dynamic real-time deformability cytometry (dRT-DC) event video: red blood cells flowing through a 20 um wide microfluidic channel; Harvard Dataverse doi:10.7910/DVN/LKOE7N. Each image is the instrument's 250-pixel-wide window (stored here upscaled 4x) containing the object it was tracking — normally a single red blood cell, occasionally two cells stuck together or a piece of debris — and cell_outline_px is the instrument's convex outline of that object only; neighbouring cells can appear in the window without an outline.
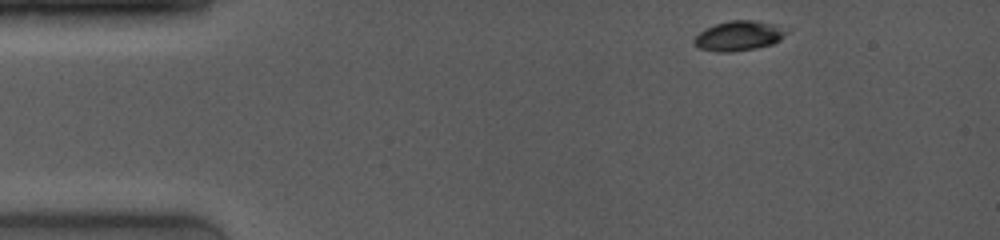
{"species": "common noctule bat (a hibernating species)", "species_latin": "Nyctalus noctula", "temperature_condition": "room temperature", "stored_images_in_passage": 44, "camera_frame_rate_fps": 4000, "um_per_image_px": 0.085, "animal": {"sex": "female", "body_mass_g": 19.0, "forearm_length_mm": 53.3}, "frame": {"image": 1, "passage_image": 1, "time_ms": 0.0, "image_size_px": [1000, 240], "cell_outline_px": [[792, 28], [780, 40], [772, 44], [756, 48], [732, 52], [716, 52], [700, 48], [692, 40], [704, 28], [728, 20], [756, 20], [776, 24]], "centroid_in_image_um": [62.86, 3.03], "position_along_channel_um": 22.1, "area_um2": 16.36}}
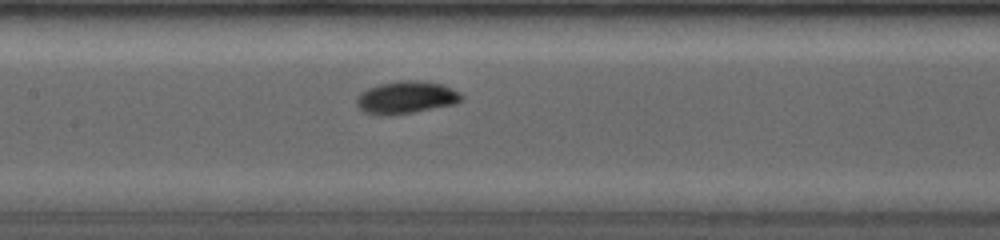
{"frame": {"image": 2, "passage_image": 18, "time_ms": 5.75, "image_size_px": [1000, 240], "cell_outline_px": [[464, 100], [452, 104], [412, 112], [388, 116], [380, 116], [364, 112], [356, 104], [356, 96], [360, 92], [368, 88], [380, 84], [400, 80], [420, 80], [440, 84], [460, 92], [464, 96]], "centroid_in_image_um": [34.49, 8.28], "position_along_channel_um": 172.9, "area_um2": 19.88}}
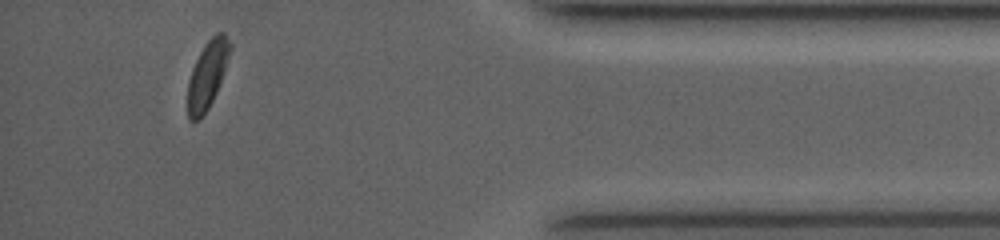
{"frame": {"image": 3, "passage_image": 39, "time_ms": 12.5, "image_size_px": [1000, 240], "cell_outline_px": [[232, 48], [216, 92], [208, 108], [200, 120], [188, 120], [188, 80], [192, 68], [200, 52], [208, 40], [216, 32], [224, 32], [232, 44]], "centroid_in_image_um": [17.63, 6.33], "position_along_channel_um": 417.6, "area_um2": 16.47}, "authors_computed_cell_mechanics": {"area_um2": 17.5423, "velocity_mm_per_s": 4.0473, "shape_relaxation_time_tau1_ms": 1.1668, "shape_relaxation_time_tau2_ms": null, "deformation_change_tau1": 0.1069, "deformation_change_tau2": null}}